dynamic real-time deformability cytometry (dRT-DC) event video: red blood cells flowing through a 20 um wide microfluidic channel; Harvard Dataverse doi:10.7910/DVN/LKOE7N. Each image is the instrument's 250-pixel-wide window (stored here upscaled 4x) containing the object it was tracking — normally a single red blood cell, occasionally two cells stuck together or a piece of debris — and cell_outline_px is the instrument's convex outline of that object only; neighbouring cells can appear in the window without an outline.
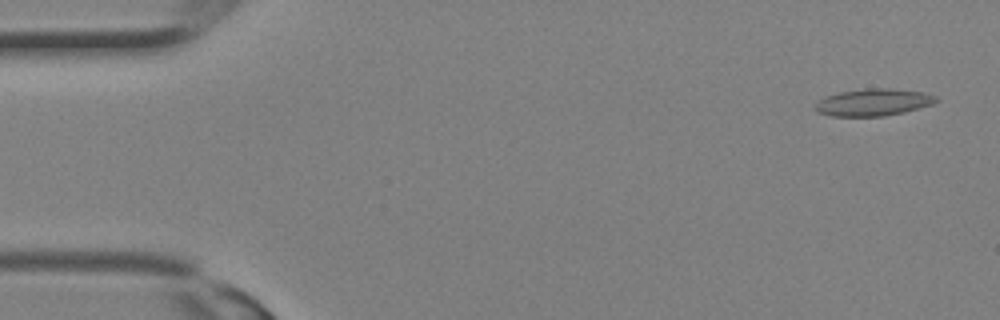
{"species": "Egyptian fruit bat (a non-hibernating species)", "species_latin": "Rousettus aegyptiacus", "temperature_condition": "room temperature", "stored_images_in_passage": 32, "camera_frame_rate_fps": 3000, "um_per_image_px": 0.085, "animal": {"sex": "female"}, "frame": {"image": 1, "passage_image": 2, "time_ms": 0.333, "image_size_px": [1000, 320], "cell_outline_px": [[940, 100], [932, 104], [904, 112], [884, 116], [832, 116], [816, 112], [816, 104], [824, 96], [840, 92], [864, 88], [892, 88], [924, 92], [936, 96]], "centroid_in_image_um": [74.25, 8.69], "position_along_channel_um": 10.8, "area_um2": 19.13}}
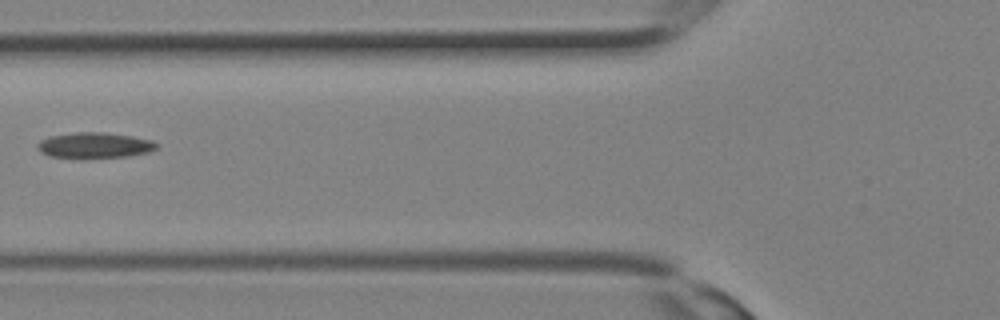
{"frame": {"image": 2, "passage_image": 13, "time_ms": 4.0, "image_size_px": [1000, 320], "cell_outline_px": [[160, 144], [156, 148], [148, 152], [124, 156], [84, 160], [52, 156], [40, 152], [36, 148], [36, 144], [40, 140], [48, 136], [76, 132], [104, 132], [132, 136], [152, 140]], "centroid_in_image_um": [7.99, 12.37], "position_along_channel_um": 117.8, "area_um2": 18.32}}
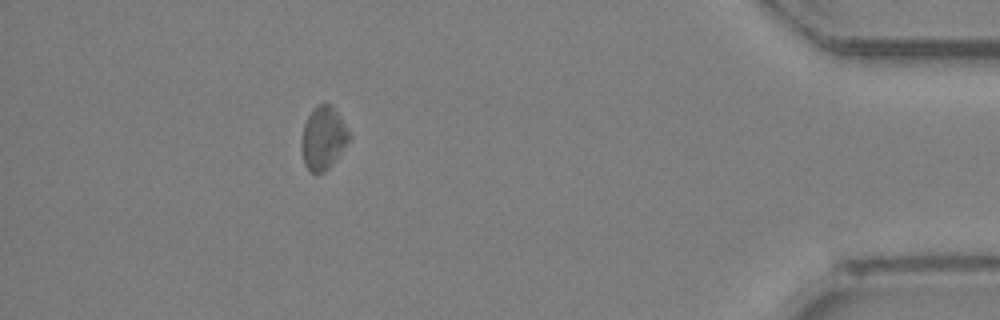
{"frame": {"image": 3, "passage_image": 29, "time_ms": 9.333, "image_size_px": [1000, 320], "cell_outline_px": [[352, 136], [328, 168], [324, 172], [316, 176], [308, 172], [304, 164], [300, 148], [300, 140], [304, 124], [312, 108], [316, 104], [324, 100], [340, 116]], "centroid_in_image_um": [27.42, 11.75], "position_along_channel_um": 407.8, "area_um2": 17.86}}